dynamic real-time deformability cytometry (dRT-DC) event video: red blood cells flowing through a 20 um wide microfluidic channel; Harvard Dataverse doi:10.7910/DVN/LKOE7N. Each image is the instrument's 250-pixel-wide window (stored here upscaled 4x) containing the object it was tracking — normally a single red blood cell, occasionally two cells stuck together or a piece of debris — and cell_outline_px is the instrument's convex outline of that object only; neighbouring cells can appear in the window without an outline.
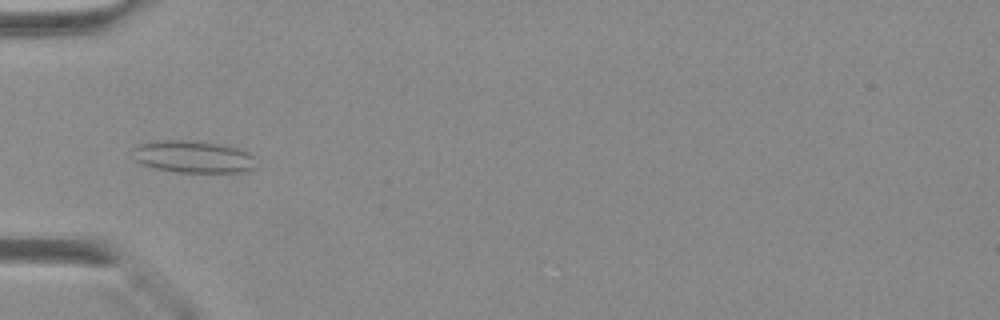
{"species": "Egyptian fruit bat (a non-hibernating species)", "species_latin": "Rousettus aegyptiacus", "temperature_condition": "warm", "stored_images_in_passage": 41, "camera_frame_rate_fps": 3000, "um_per_image_px": 0.085, "animal": {"sex": "female"}, "frame": {"image": 1, "passage_image": 14, "time_ms": 4.333, "image_size_px": [1000, 320], "cell_outline_px": [[256, 168], [240, 172], [176, 172], [156, 168], [144, 164], [136, 160], [132, 148], [136, 144], [156, 140], [192, 140], [220, 144], [240, 148], [248, 152], [252, 156]], "centroid_in_image_um": [16.41, 13.31], "position_along_channel_um": 68.6, "area_um2": 23.18}}
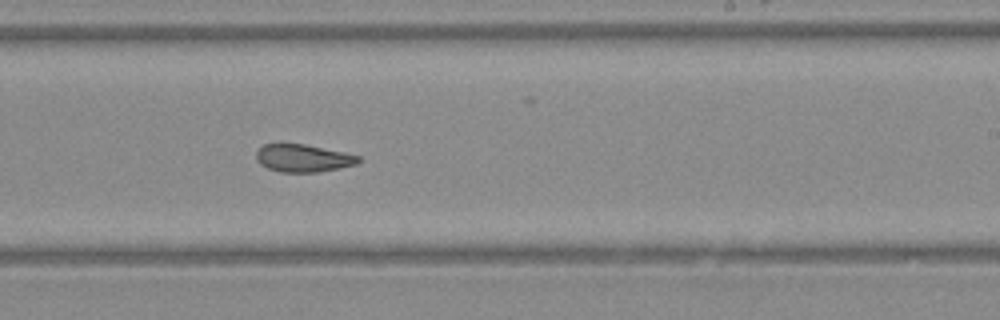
{"frame": {"image": 2, "passage_image": 26, "time_ms": 8.333, "image_size_px": [1000, 320], "cell_outline_px": [[360, 160], [356, 164], [340, 168], [320, 172], [280, 172], [268, 168], [260, 164], [256, 160], [256, 152], [264, 144], [304, 144], [344, 152], [360, 156]], "centroid_in_image_um": [25.76, 13.45], "position_along_channel_um": 263.2, "area_um2": 16.42}}
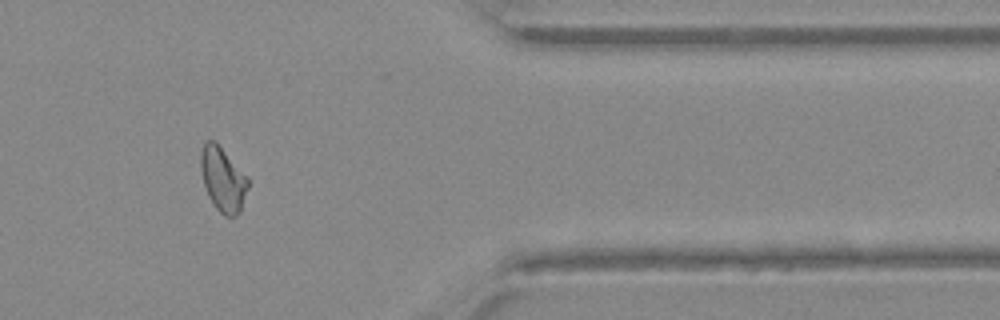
{"frame": {"image": 3, "passage_image": 35, "time_ms": 11.333, "image_size_px": [1000, 320], "cell_outline_px": [[248, 188], [240, 212], [236, 216], [224, 216], [212, 204], [208, 196], [204, 184], [200, 168], [200, 152], [204, 140], [216, 140], [248, 180]], "centroid_in_image_um": [18.91, 15.23], "position_along_channel_um": 392.5, "area_um2": 17.69}}